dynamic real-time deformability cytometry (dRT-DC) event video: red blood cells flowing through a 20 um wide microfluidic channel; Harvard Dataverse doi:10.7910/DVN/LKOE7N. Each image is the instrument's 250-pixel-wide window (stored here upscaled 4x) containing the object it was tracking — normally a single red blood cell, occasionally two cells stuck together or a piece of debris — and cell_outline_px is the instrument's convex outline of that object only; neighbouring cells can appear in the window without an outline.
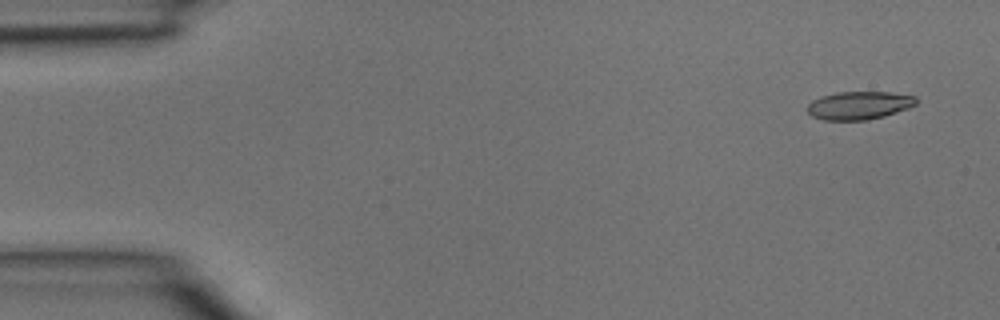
{"species": "common noctule bat (a hibernating species)", "species_latin": "Nyctalus noctula", "temperature_condition": "room temperature", "stored_images_in_passage": 5, "camera_frame_rate_fps": 3000, "um_per_image_px": 0.085, "animal": {"sex": "male", "body_mass_g": 15.6}, "frame": {"image": 1, "passage_image": 1, "time_ms": 0.0, "image_size_px": [1000, 320], "cell_outline_px": [[916, 104], [908, 108], [884, 116], [868, 120], [824, 120], [812, 116], [808, 112], [808, 104], [812, 100], [820, 96], [836, 92], [892, 92], [916, 96]], "centroid_in_image_um": [73.01, 8.95], "position_along_channel_um": 12.0, "area_um2": 17.86}}
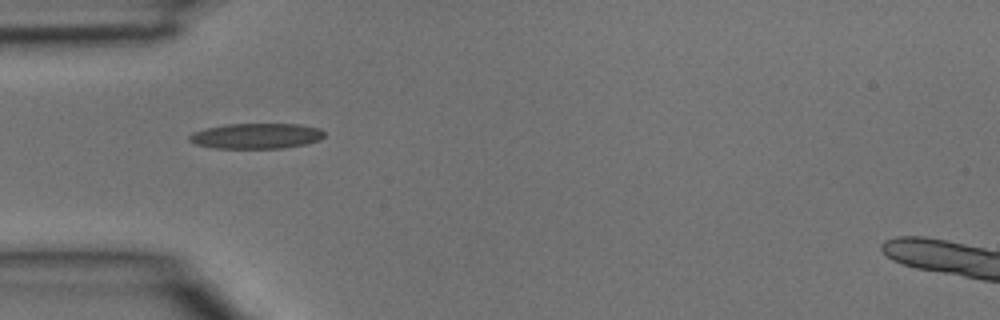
{"frame": {"image": 2, "passage_image": 3, "time_ms": 0.667, "image_size_px": [1000, 320], "cell_outline_px": [[324, 136], [320, 140], [304, 144], [280, 148], [216, 148], [196, 144], [188, 140], [188, 136], [192, 132], [204, 128], [224, 124], [300, 124], [320, 128], [324, 132]], "centroid_in_image_um": [21.76, 11.54], "position_along_channel_um": 63.2, "area_um2": 20.06}}
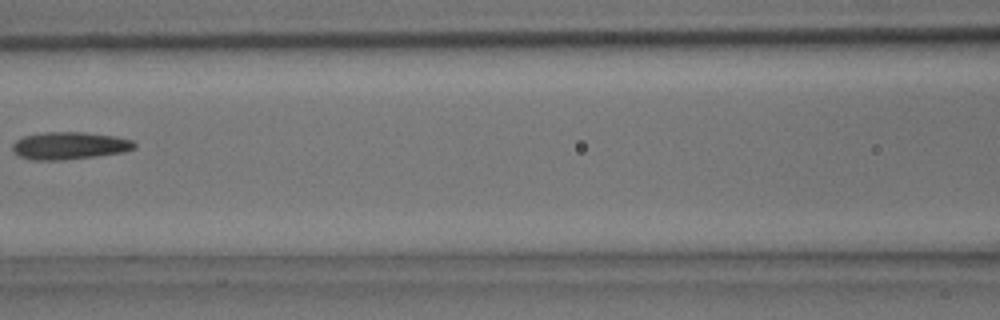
{"frame": {"image": 3, "passage_image": 5, "time_ms": 1.333, "image_size_px": [1000, 320], "cell_outline_px": [[136, 148], [124, 152], [96, 156], [60, 160], [28, 160], [20, 156], [12, 148], [12, 144], [16, 140], [24, 136], [44, 132], [84, 132], [116, 136], [132, 140], [136, 144]], "centroid_in_image_um": [5.92, 12.38], "position_along_channel_um": 160.7, "area_um2": 19.54}}